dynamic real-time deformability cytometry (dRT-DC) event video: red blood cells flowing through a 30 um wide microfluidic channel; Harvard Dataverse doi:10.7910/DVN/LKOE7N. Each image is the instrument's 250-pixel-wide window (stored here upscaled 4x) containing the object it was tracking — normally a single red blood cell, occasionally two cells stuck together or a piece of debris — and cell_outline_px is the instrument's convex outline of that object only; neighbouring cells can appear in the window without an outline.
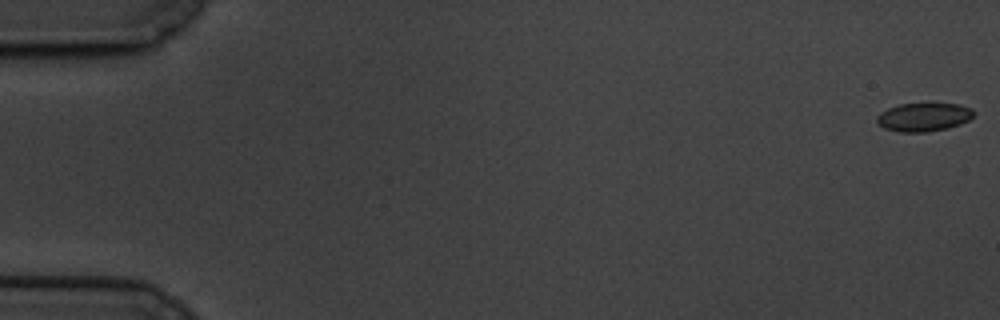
{"species": "common noctule bat (a hibernating species)", "species_latin": "Nyctalus noctula", "temperature_condition": "cold", "stored_images_in_passage": 61, "camera_frame_rate_fps": 3000, "um_per_image_px": 0.085, "animal": {"sex": "male", "body_mass_g": 19.5, "forearm_length_mm": 54.6}, "frame": {"image": 1, "passage_image": 1, "time_ms": 0.0, "image_size_px": [1000, 320], "cell_outline_px": [[976, 112], [968, 120], [960, 124], [948, 128], [928, 132], [900, 132], [884, 128], [876, 120], [876, 116], [880, 112], [888, 108], [900, 104], [960, 104], [972, 108]], "centroid_in_image_um": [78.52, 9.95], "position_along_channel_um": 6.5, "area_um2": 16.07}}
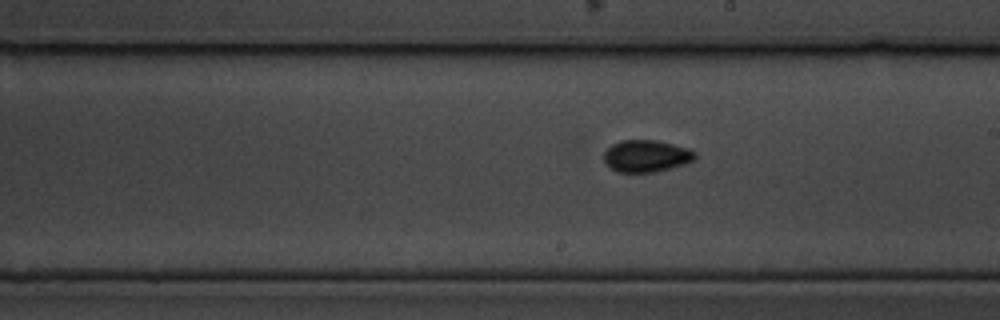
{"frame": {"image": 2, "passage_image": 35, "time_ms": 11.333, "image_size_px": [1000, 320], "cell_outline_px": [[696, 160], [672, 168], [656, 172], [616, 172], [608, 168], [604, 160], [604, 152], [612, 144], [620, 140], [656, 140], [688, 148], [696, 152]], "centroid_in_image_um": [54.93, 13.27], "position_along_channel_um": 234.1, "area_um2": 17.22}}
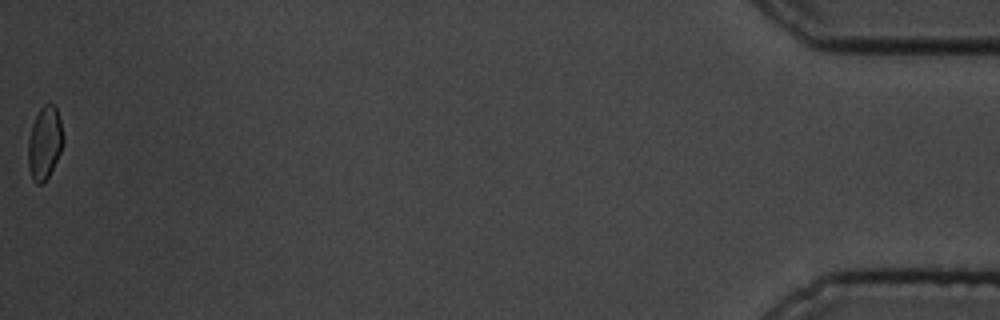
{"frame": {"image": 3, "passage_image": 61, "time_ms": 20.0, "image_size_px": [1000, 320], "cell_outline_px": [[64, 144], [48, 176], [40, 184], [36, 184], [32, 180], [28, 168], [28, 140], [32, 124], [40, 108], [44, 104], [56, 104], [64, 136]], "centroid_in_image_um": [3.79, 12.12], "position_along_channel_um": 431.4, "area_um2": 14.97}, "authors_computed_cell_mechanics": {"area_um2": 16.2418, "velocity_mm_per_s": 3.3615, "shape_relaxation_time_tau1_ms": 3.5684, "shape_relaxation_time_tau2_ms": 2.1861, "deformation_change_tau1": 0.0605, "deformation_change_tau2": 0.0454}}